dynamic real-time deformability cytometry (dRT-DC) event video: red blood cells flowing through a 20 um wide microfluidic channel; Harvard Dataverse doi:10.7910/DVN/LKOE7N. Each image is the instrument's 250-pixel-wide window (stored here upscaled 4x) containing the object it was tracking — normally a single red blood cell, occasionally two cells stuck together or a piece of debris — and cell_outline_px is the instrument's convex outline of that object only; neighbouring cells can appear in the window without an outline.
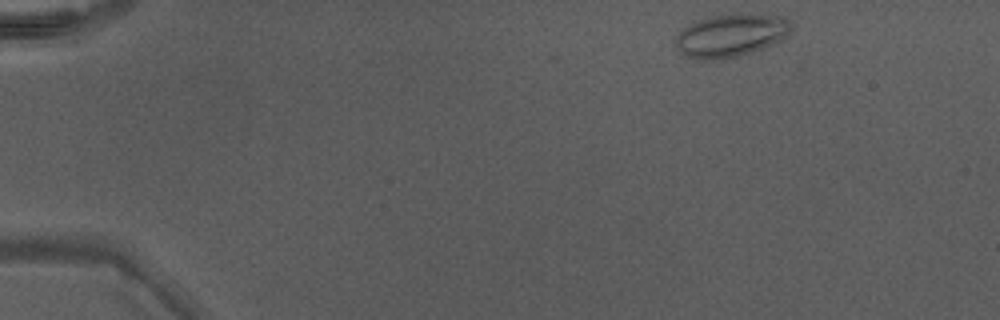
{"species": "Egyptian fruit bat (a non-hibernating species)", "species_latin": "Rousettus aegyptiacus", "temperature_condition": "warm", "stored_images_in_passage": 42, "camera_frame_rate_fps": 3000, "um_per_image_px": 0.085, "animal": {"sex": "male"}, "frame": {"image": 1, "passage_image": 1, "time_ms": 0.0, "image_size_px": [1000, 320], "cell_outline_px": [[792, 28], [780, 40], [772, 44], [752, 52], [736, 56], [716, 60], [700, 60], [684, 56], [676, 48], [676, 36], [684, 28], [700, 20], [716, 16], [780, 16], [788, 20], [792, 24]], "centroid_in_image_um": [62.08, 3.07], "position_along_channel_um": 22.9, "area_um2": 27.8}}
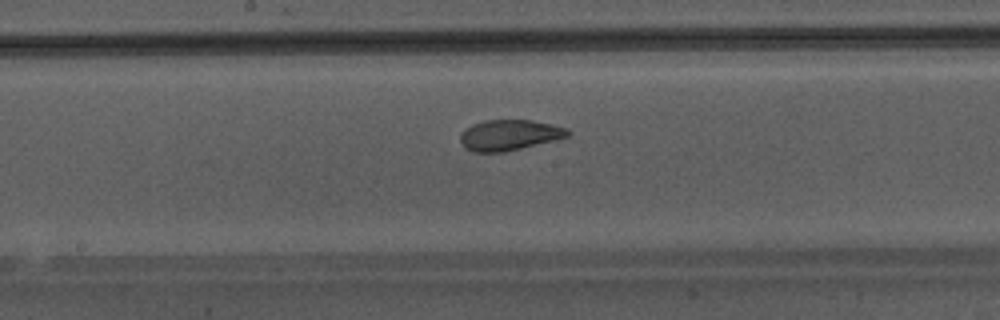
{"frame": {"image": 2, "passage_image": 21, "time_ms": 6.667, "image_size_px": [1000, 320], "cell_outline_px": [[572, 132], [568, 136], [556, 140], [504, 152], [476, 152], [464, 148], [460, 140], [460, 136], [472, 124], [484, 120], [532, 120], [568, 128]], "centroid_in_image_um": [43.32, 11.48], "position_along_channel_um": 204.9, "area_um2": 19.13}}
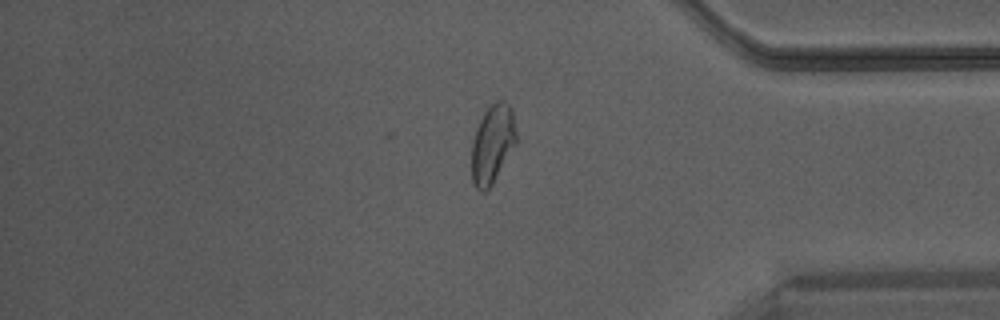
{"frame": {"image": 3, "passage_image": 35, "time_ms": 11.333, "image_size_px": [1000, 320], "cell_outline_px": [[516, 144], [492, 184], [484, 192], [480, 192], [476, 188], [472, 180], [472, 140], [476, 128], [484, 112], [496, 100], [504, 100], [508, 104], [512, 112], [516, 132]], "centroid_in_image_um": [41.85, 12.24], "position_along_channel_um": 393.3, "area_um2": 20.29}}